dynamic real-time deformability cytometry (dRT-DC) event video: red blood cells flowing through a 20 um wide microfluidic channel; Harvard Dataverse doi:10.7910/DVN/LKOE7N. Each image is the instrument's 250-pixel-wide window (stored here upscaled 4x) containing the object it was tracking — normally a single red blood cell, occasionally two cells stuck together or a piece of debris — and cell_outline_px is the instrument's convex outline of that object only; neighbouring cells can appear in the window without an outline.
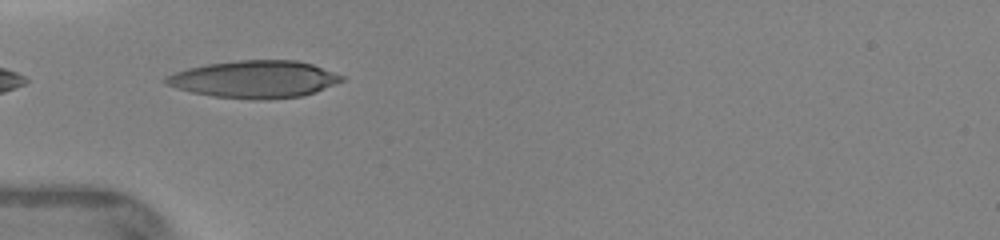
{"species": "human", "species_latin": "Homo sapiens", "temperature_condition": "warm", "stored_images_in_passage": 10, "camera_frame_rate_fps": 3000, "um_per_image_px": 0.085, "donor": {"sex": "female"}, "frame": {"image": 1, "passage_image": 6, "time_ms": 2.333, "image_size_px": [1000, 240], "cell_outline_px": [[344, 80], [316, 92], [304, 96], [264, 100], [252, 100], [212, 96], [192, 92], [176, 88], [164, 84], [164, 76], [188, 68], [208, 64], [236, 60], [296, 60], [312, 64], [344, 76]], "centroid_in_image_um": [21.62, 6.74], "position_along_channel_um": 63.4, "area_um2": 38.38}}